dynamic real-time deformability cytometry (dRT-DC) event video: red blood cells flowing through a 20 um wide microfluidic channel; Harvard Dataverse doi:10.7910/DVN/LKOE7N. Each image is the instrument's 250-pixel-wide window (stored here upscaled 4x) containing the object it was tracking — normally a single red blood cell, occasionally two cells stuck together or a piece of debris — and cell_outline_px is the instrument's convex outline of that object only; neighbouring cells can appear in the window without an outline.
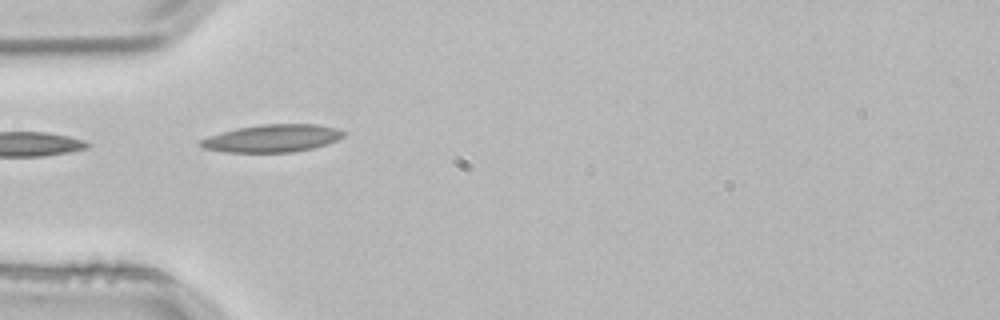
{"species": "common noctule bat (a hibernating species)", "species_latin": "Nyctalus noctula", "temperature_condition": "room temperature", "stored_images_in_passage": 2, "camera_frame_rate_fps": 3000, "um_per_image_px": 0.085, "animal": {"sex": "male", "body_mass_g": 21.5, "forearm_length_mm": 52.0}, "frame": {"image": 1, "passage_image": 2, "time_ms": 0.333, "image_size_px": [1000, 320], "cell_outline_px": [[344, 136], [336, 140], [312, 148], [292, 152], [224, 152], [204, 148], [196, 144], [200, 140], [208, 136], [236, 128], [260, 124], [316, 124], [336, 128], [344, 132]], "centroid_in_image_um": [23.09, 11.75], "position_along_channel_um": 61.9, "area_um2": 22.89}}